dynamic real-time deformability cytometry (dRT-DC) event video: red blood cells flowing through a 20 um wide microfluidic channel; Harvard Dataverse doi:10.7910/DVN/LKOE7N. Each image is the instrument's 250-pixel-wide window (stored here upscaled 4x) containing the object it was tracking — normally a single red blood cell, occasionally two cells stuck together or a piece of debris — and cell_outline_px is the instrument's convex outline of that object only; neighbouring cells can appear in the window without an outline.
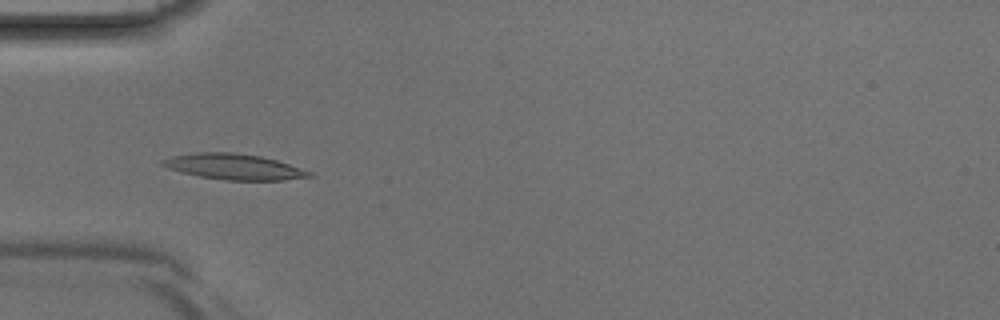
{"species": "Egyptian fruit bat (a non-hibernating species)", "species_latin": "Rousettus aegyptiacus", "temperature_condition": "room temperature", "stored_images_in_passage": 5, "camera_frame_rate_fps": 3000, "um_per_image_px": 0.085, "animal": {"sex": "male"}, "frame": {"image": 1, "passage_image": 4, "time_ms": 1.0, "image_size_px": [1000, 320], "cell_outline_px": [[312, 176], [284, 180], [224, 180], [200, 176], [180, 172], [168, 168], [160, 164], [160, 160], [172, 156], [196, 152], [228, 152], [260, 156], [276, 160], [312, 172]], "centroid_in_image_um": [19.84, 14.17], "position_along_channel_um": 65.2, "area_um2": 21.79}}